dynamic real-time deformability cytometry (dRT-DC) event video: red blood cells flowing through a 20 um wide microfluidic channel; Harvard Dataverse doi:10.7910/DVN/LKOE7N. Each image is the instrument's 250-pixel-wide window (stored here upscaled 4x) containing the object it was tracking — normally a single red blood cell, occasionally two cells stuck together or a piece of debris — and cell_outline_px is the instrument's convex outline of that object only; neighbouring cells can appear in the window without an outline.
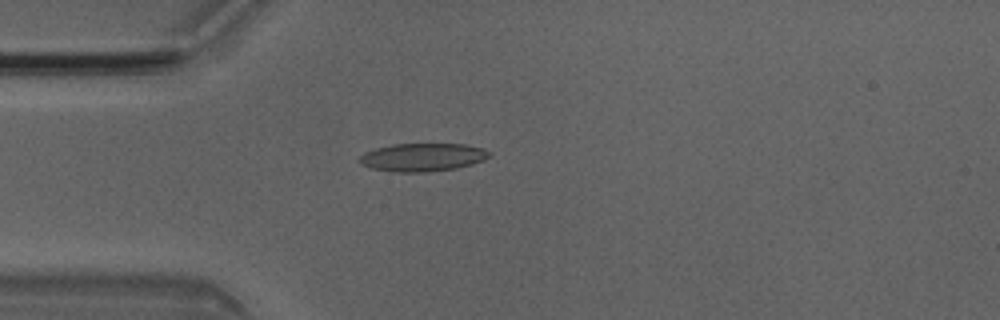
{"species": "Egyptian fruit bat (a non-hibernating species)", "species_latin": "Rousettus aegyptiacus", "temperature_condition": "room temperature", "stored_images_in_passage": 4, "camera_frame_rate_fps": 3000, "um_per_image_px": 0.085, "animal": {"sex": "male"}, "frame": {"image": 1, "passage_image": 4, "time_ms": 1.0, "image_size_px": [1000, 320], "cell_outline_px": [[492, 152], [484, 160], [472, 164], [456, 168], [424, 172], [392, 172], [372, 168], [360, 164], [356, 160], [364, 152], [376, 148], [392, 144], [464, 144], [484, 148]], "centroid_in_image_um": [35.89, 13.36], "position_along_channel_um": 49.1, "area_um2": 21.39}}